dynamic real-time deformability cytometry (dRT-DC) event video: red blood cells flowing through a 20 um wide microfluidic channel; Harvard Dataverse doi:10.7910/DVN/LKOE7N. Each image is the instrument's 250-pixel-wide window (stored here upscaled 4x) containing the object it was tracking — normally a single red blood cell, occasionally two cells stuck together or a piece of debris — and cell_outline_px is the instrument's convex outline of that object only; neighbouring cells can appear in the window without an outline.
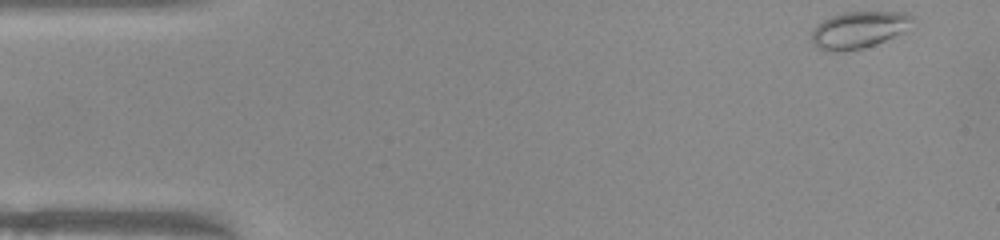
{"species": "common noctule bat (a hibernating species)", "species_latin": "Nyctalus noctula", "temperature_condition": "warm", "stored_images_in_passage": 49, "camera_frame_rate_fps": 3000, "um_per_image_px": 0.085, "animal": {"sex": "female", "body_mass_g": 22.0, "forearm_length_mm": 56.7}, "frame": {"image": 1, "passage_image": 1, "time_ms": 0.0, "image_size_px": [1000, 240], "cell_outline_px": [[916, 20], [908, 32], [860, 48], [844, 52], [828, 52], [816, 48], [812, 40], [812, 32], [816, 24], [832, 16], [844, 12], [908, 12], [916, 16]], "centroid_in_image_um": [73.07, 2.53], "position_along_channel_um": 11.9, "area_um2": 22.08}}
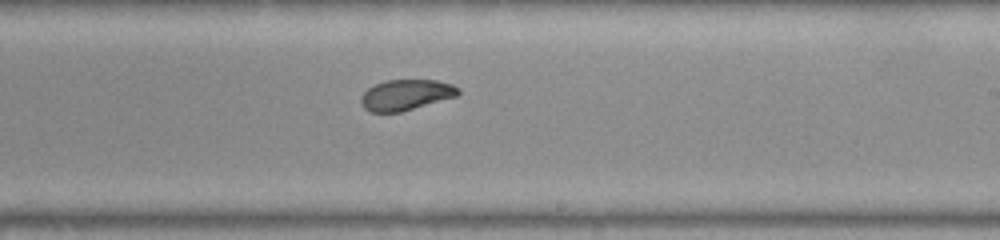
{"frame": {"image": 2, "passage_image": 28, "time_ms": 9.0, "image_size_px": [1000, 240], "cell_outline_px": [[460, 92], [456, 96], [400, 112], [368, 112], [364, 108], [360, 100], [364, 92], [368, 88], [384, 80], [436, 80], [452, 84], [460, 88]], "centroid_in_image_um": [34.49, 8.06], "position_along_channel_um": 254.5, "area_um2": 17.28}}
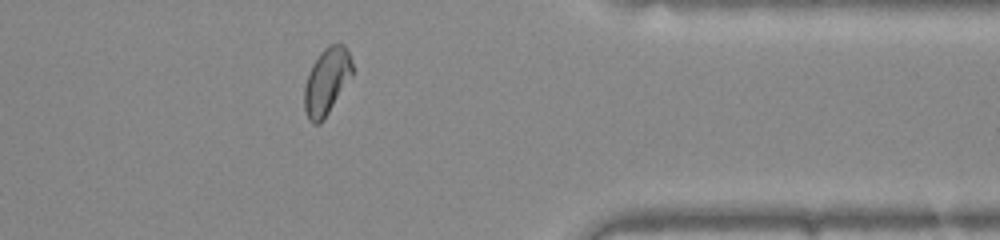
{"frame": {"image": 3, "passage_image": 39, "time_ms": 12.667, "image_size_px": [1000, 240], "cell_outline_px": [[352, 76], [324, 120], [320, 124], [312, 124], [308, 120], [304, 108], [304, 88], [308, 72], [312, 64], [320, 52], [328, 44], [344, 44], [348, 48], [352, 64]], "centroid_in_image_um": [27.76, 6.92], "position_along_channel_um": 383.6, "area_um2": 18.9}, "authors_computed_cell_mechanics": {"area_um2": 19.074, "velocity_mm_per_s": 3.9615, "shape_relaxation_time_tau1_ms": 3.6819, "shape_relaxation_time_tau2_ms": 1.7505, "deformation_change_tau1": 0.1058, "deformation_change_tau2": 0.0455}}